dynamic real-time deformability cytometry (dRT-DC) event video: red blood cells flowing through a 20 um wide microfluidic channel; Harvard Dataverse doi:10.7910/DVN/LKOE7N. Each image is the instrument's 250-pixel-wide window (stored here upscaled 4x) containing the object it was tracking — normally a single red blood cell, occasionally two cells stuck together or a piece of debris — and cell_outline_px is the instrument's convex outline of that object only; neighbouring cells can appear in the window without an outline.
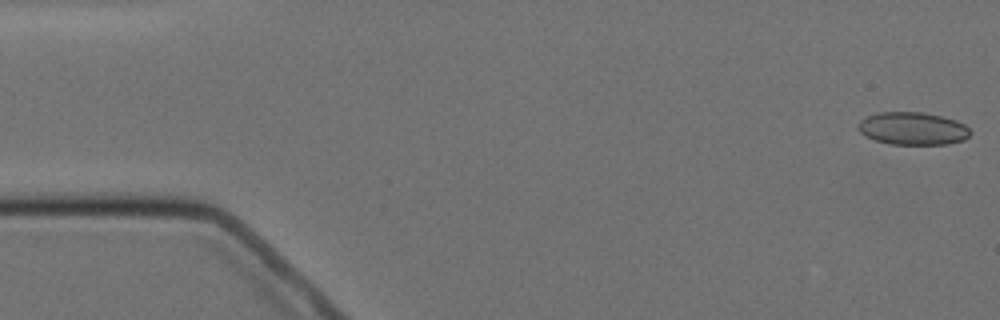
{"species": "Egyptian fruit bat (a non-hibernating species)", "species_latin": "Rousettus aegyptiacus", "temperature_condition": "cold", "stored_images_in_passage": 4, "camera_frame_rate_fps": 3000, "um_per_image_px": 0.085, "animal": {"sex": "female"}, "frame": {"image": 1, "passage_image": 1, "time_ms": 0.0, "image_size_px": [1000, 320], "cell_outline_px": [[972, 132], [964, 140], [948, 144], [888, 144], [864, 136], [856, 128], [856, 124], [860, 120], [868, 116], [880, 112], [924, 112], [956, 120], [964, 124]], "centroid_in_image_um": [77.56, 10.92], "position_along_channel_um": 7.4, "area_um2": 21.5}}
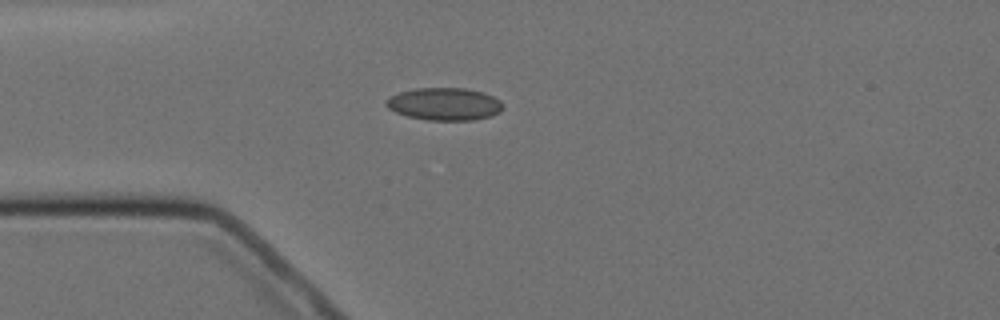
{"frame": {"image": 2, "passage_image": 4, "time_ms": 4.333, "image_size_px": [1000, 320], "cell_outline_px": [[504, 108], [500, 112], [492, 116], [476, 120], [428, 120], [408, 116], [396, 112], [388, 108], [384, 104], [384, 100], [400, 92], [416, 88], [464, 88], [484, 92], [500, 100], [504, 104]], "centroid_in_image_um": [37.81, 8.84], "position_along_channel_um": 47.2, "area_um2": 22.31}}